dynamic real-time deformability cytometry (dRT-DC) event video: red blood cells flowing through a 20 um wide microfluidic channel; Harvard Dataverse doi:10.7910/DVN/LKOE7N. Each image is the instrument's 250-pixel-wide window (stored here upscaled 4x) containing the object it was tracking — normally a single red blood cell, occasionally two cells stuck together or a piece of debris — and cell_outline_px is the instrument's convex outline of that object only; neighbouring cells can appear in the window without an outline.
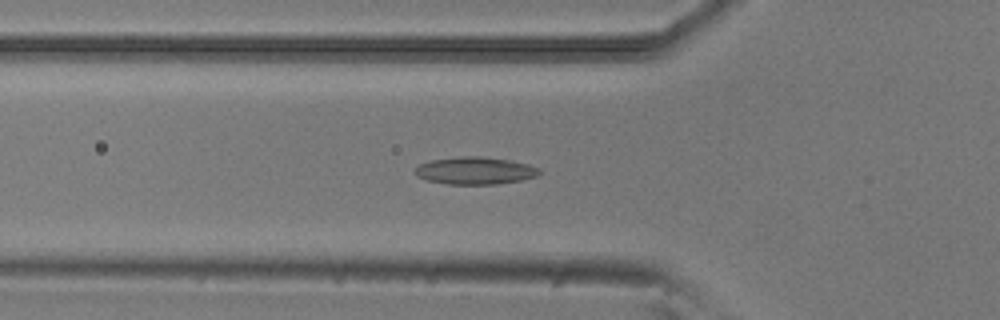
{"species": "common noctule bat (a hibernating species)", "species_latin": "Nyctalus noctula", "temperature_condition": "room temperature", "stored_images_in_passage": 38, "camera_frame_rate_fps": 3000, "um_per_image_px": 0.085, "animal": {"sex": "male", "body_mass_g": 20.5, "forearm_length_mm": 52.5}, "frame": {"image": 1, "passage_image": 18, "time_ms": 5.667, "image_size_px": [1000, 320], "cell_outline_px": [[544, 172], [536, 176], [524, 180], [496, 184], [448, 184], [428, 180], [416, 176], [412, 172], [420, 164], [432, 160], [460, 156], [484, 156], [508, 160], [528, 164], [540, 168]], "centroid_in_image_um": [40.42, 14.5], "position_along_channel_um": 85.4, "area_um2": 20.0}}
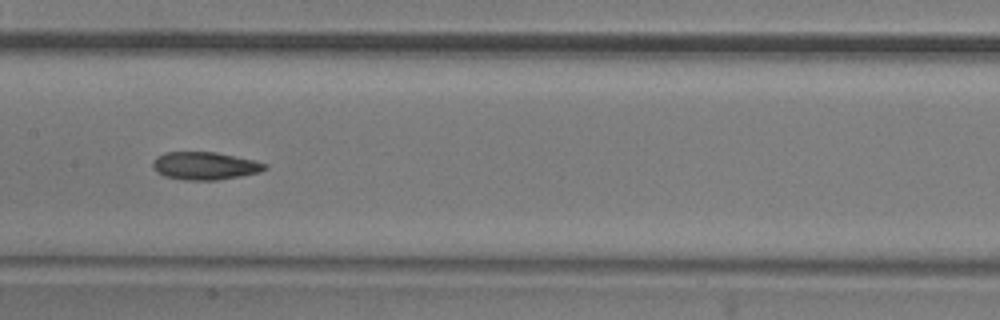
{"frame": {"image": 2, "passage_image": 26, "time_ms": 8.333, "image_size_px": [1000, 320], "cell_outline_px": [[268, 168], [260, 172], [240, 176], [216, 180], [184, 180], [164, 176], [156, 172], [152, 164], [152, 160], [156, 156], [164, 152], [216, 152], [252, 160], [268, 164]], "centroid_in_image_um": [17.38, 14.09], "position_along_channel_um": 190.0, "area_um2": 18.21}}
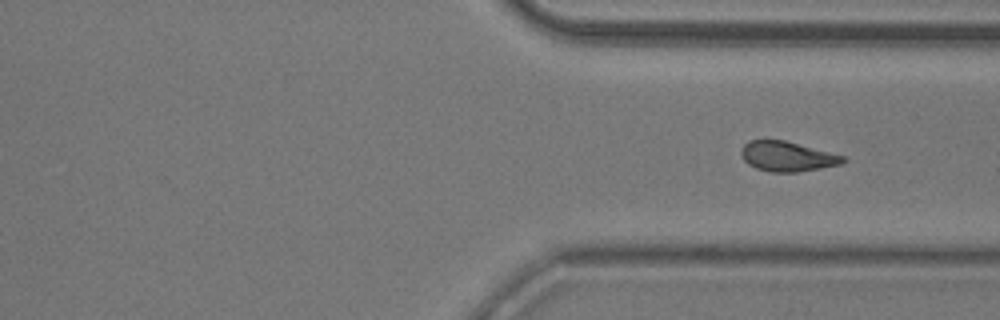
{"frame": {"image": 3, "passage_image": 38, "time_ms": 12.333, "image_size_px": [1000, 320], "cell_outline_px": [[848, 160], [840, 164], [820, 168], [796, 172], [772, 172], [756, 168], [748, 164], [744, 160], [740, 152], [740, 148], [748, 140], [784, 140], [844, 156]], "centroid_in_image_um": [66.88, 13.29], "position_along_channel_um": 344.5, "area_um2": 17.63}}